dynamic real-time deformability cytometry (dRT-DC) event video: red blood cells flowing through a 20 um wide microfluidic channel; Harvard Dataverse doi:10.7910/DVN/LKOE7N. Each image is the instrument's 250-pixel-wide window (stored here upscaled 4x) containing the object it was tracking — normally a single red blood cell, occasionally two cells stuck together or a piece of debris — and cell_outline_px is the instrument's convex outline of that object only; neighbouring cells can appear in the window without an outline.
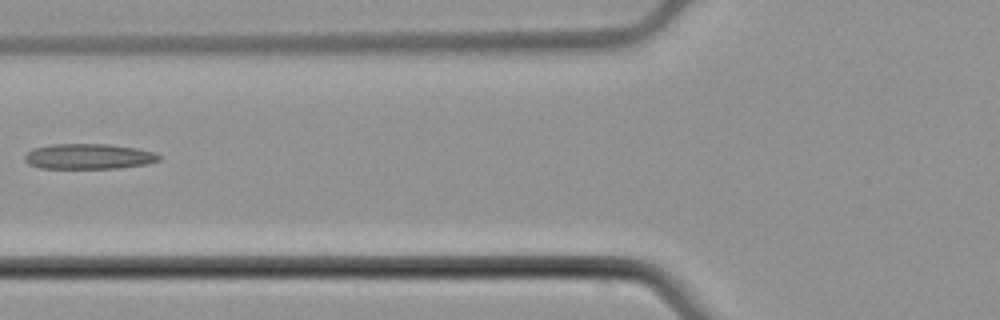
{"species": "common noctule bat (a hibernating species)", "species_latin": "Nyctalus noctula", "temperature_condition": "cold", "stored_images_in_passage": 4, "camera_frame_rate_fps": 3000, "um_per_image_px": 0.085, "animal": {"sex": "male", "body_mass_g": 21.5, "forearm_length_mm": 52.0}, "frame": {"image": 1, "passage_image": 3, "time_ms": 2.667, "image_size_px": [1000, 320], "cell_outline_px": [[160, 160], [148, 164], [116, 168], [40, 168], [28, 164], [24, 160], [24, 156], [32, 148], [52, 144], [108, 144], [136, 148], [156, 152], [160, 156]], "centroid_in_image_um": [7.53, 13.29], "position_along_channel_um": 118.3, "area_um2": 19.94}}
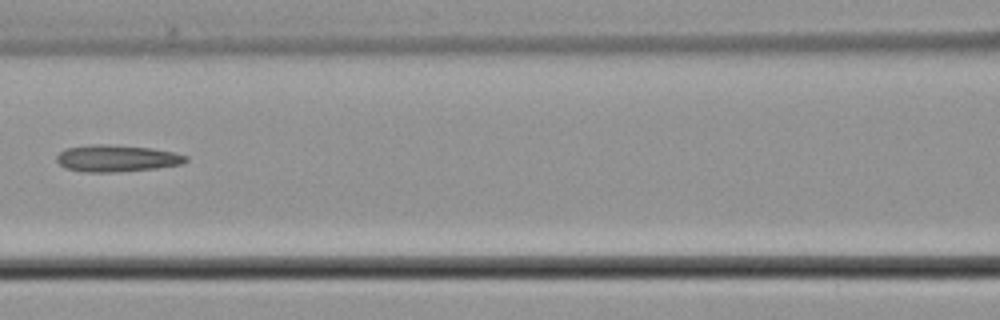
{"frame": {"image": 2, "passage_image": 4, "time_ms": 3.667, "image_size_px": [1000, 320], "cell_outline_px": [[188, 160], [180, 164], [156, 168], [116, 172], [84, 172], [64, 168], [56, 160], [56, 156], [64, 148], [96, 144], [108, 144], [152, 148], [176, 152], [188, 156]], "centroid_in_image_um": [9.91, 13.45], "position_along_channel_um": 156.7, "area_um2": 20.29}}